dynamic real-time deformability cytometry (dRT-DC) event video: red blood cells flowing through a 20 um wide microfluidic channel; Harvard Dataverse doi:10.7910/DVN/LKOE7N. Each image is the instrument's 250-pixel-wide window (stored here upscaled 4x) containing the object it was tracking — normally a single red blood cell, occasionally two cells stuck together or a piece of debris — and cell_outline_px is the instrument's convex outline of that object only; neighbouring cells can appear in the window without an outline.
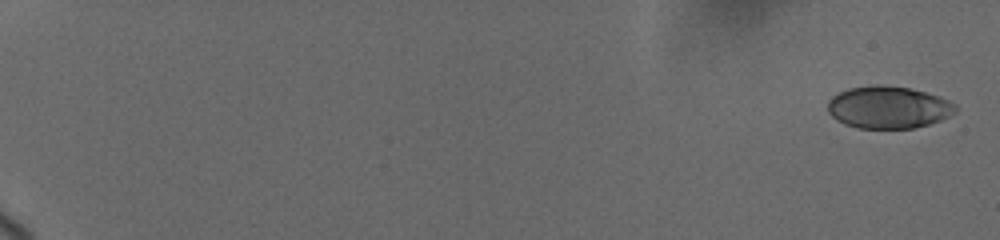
{"species": "human", "species_latin": "Homo sapiens", "temperature_condition": "cold", "stored_images_in_passage": 27, "camera_frame_rate_fps": 3000, "um_per_image_px": 0.085, "donor": {"sex": "female"}, "frame": {"image": 1, "passage_image": 1, "time_ms": 0.0, "image_size_px": [1000, 240], "cell_outline_px": [[956, 112], [940, 120], [928, 124], [912, 128], [860, 128], [844, 124], [836, 120], [828, 112], [828, 100], [832, 96], [848, 88], [876, 84], [908, 88], [940, 96], [956, 104]], "centroid_in_image_um": [75.49, 9.12], "position_along_channel_um": 9.5, "area_um2": 31.39}}
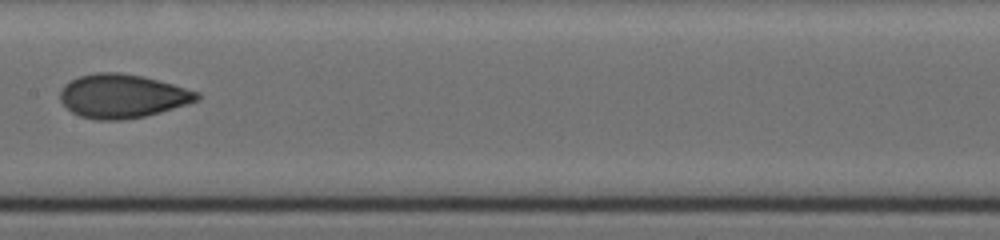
{"frame": {"image": 2, "passage_image": 16, "time_ms": 11.0, "image_size_px": [1000, 240], "cell_outline_px": [[200, 100], [188, 104], [160, 112], [144, 116], [124, 120], [96, 120], [80, 116], [72, 112], [60, 100], [60, 92], [64, 84], [68, 80], [80, 76], [96, 72], [120, 72], [144, 76], [200, 92]], "centroid_in_image_um": [10.4, 8.16], "position_along_channel_um": 197.0, "area_um2": 35.08}}
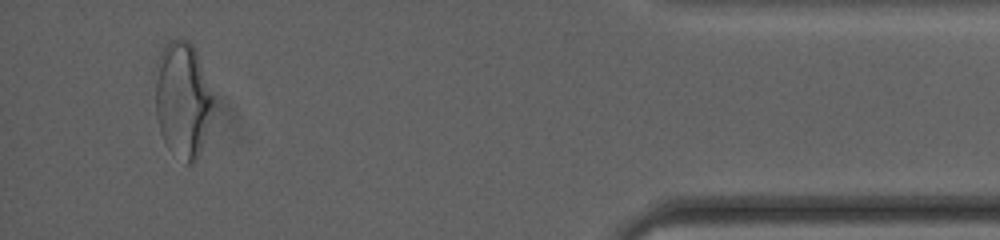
{"frame": {"image": 3, "passage_image": 27, "time_ms": 18.333, "image_size_px": [1000, 240], "cell_outline_px": [[212, 104], [200, 152], [196, 160], [192, 164], [184, 164], [168, 148], [160, 132], [156, 116], [152, 76], [152, 72], [164, 36], [180, 36], [188, 40], [196, 48], [212, 96]], "centroid_in_image_um": [15.41, 8.31], "position_along_channel_um": 419.8, "area_um2": 40.34}, "authors_computed_cell_mechanics": {"area_um2": 33.6396, "velocity_mm_per_s": 3.6921, "shape_relaxation_time_tau1_ms": 5.3571, "shape_relaxation_time_tau2_ms": 0.9656, "deformation_change_tau1": 0.1372, "deformation_change_tau2": 0.038}}